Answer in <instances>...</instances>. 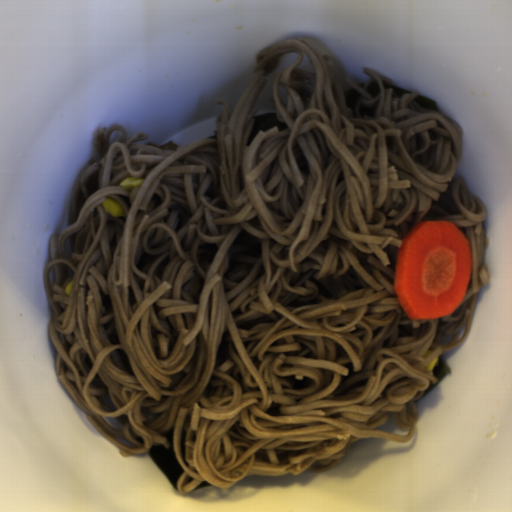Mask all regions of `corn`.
Here are the masks:
<instances>
[{"instance_id": "corn-2", "label": "corn", "mask_w": 512, "mask_h": 512, "mask_svg": "<svg viewBox=\"0 0 512 512\" xmlns=\"http://www.w3.org/2000/svg\"><path fill=\"white\" fill-rule=\"evenodd\" d=\"M144 182V178H140V177H126L124 178L121 183L119 185H121L122 187H125L127 189H133V188H136L138 186H141L142 183Z\"/></svg>"}, {"instance_id": "corn-5", "label": "corn", "mask_w": 512, "mask_h": 512, "mask_svg": "<svg viewBox=\"0 0 512 512\" xmlns=\"http://www.w3.org/2000/svg\"><path fill=\"white\" fill-rule=\"evenodd\" d=\"M435 350H427L424 352V354L422 355V358L425 360L428 356H430L431 354L434 353Z\"/></svg>"}, {"instance_id": "corn-4", "label": "corn", "mask_w": 512, "mask_h": 512, "mask_svg": "<svg viewBox=\"0 0 512 512\" xmlns=\"http://www.w3.org/2000/svg\"><path fill=\"white\" fill-rule=\"evenodd\" d=\"M71 284H72V280L67 283V285L65 286V289H64L65 294L69 295V296H70V292H71Z\"/></svg>"}, {"instance_id": "corn-3", "label": "corn", "mask_w": 512, "mask_h": 512, "mask_svg": "<svg viewBox=\"0 0 512 512\" xmlns=\"http://www.w3.org/2000/svg\"><path fill=\"white\" fill-rule=\"evenodd\" d=\"M439 361V356H436L434 359H432L429 364L427 365L426 369L433 371Z\"/></svg>"}, {"instance_id": "corn-1", "label": "corn", "mask_w": 512, "mask_h": 512, "mask_svg": "<svg viewBox=\"0 0 512 512\" xmlns=\"http://www.w3.org/2000/svg\"><path fill=\"white\" fill-rule=\"evenodd\" d=\"M101 204L104 210L107 211L108 213L114 216H125V211L123 207L113 199L105 197L104 201L101 202Z\"/></svg>"}]
</instances>
